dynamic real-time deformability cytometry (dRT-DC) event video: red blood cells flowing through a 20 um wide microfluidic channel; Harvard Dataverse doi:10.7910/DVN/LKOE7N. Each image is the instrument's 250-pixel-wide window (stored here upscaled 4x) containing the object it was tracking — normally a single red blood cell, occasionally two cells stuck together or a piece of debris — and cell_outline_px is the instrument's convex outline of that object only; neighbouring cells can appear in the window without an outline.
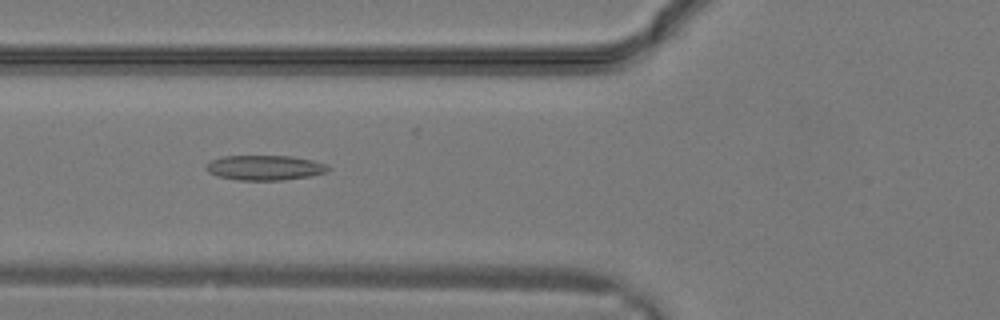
{"species": "common noctule bat (a hibernating species)", "species_latin": "Nyctalus noctula", "temperature_condition": "warm", "stored_images_in_passage": 12, "camera_frame_rate_fps": 3000, "um_per_image_px": 0.085, "animal": {"sex": "male", "body_mass_g": 19.2, "forearm_length_mm": 51.8}, "frame": {"image": 1, "passage_image": 3, "time_ms": 0.667, "image_size_px": [1000, 320], "cell_outline_px": [[332, 168], [328, 172], [312, 176], [280, 180], [236, 180], [220, 176], [208, 172], [208, 164], [212, 160], [224, 156], [292, 156], [312, 160], [328, 164]], "centroid_in_image_um": [22.61, 14.25], "position_along_channel_um": 103.2, "area_um2": 17.69}}
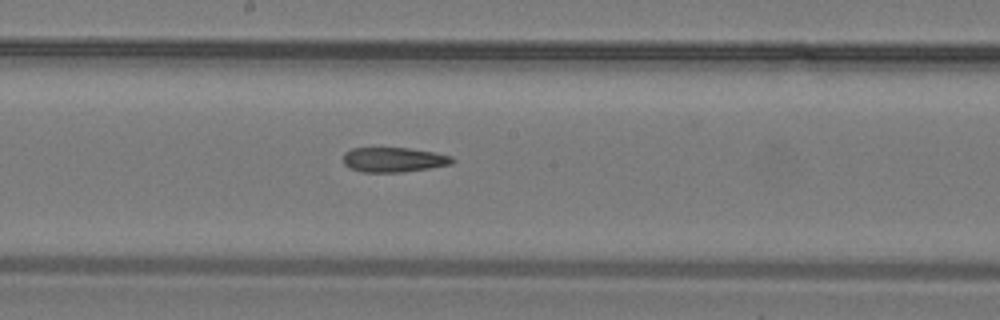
{"frame": {"image": 2, "passage_image": 8, "time_ms": 2.333, "image_size_px": [1000, 320], "cell_outline_px": [[456, 160], [452, 164], [404, 172], [360, 172], [348, 168], [344, 164], [344, 152], [352, 148], [408, 148], [432, 152], [452, 156]], "centroid_in_image_um": [33.44, 13.58], "position_along_channel_um": 214.8, "area_um2": 15.78}}
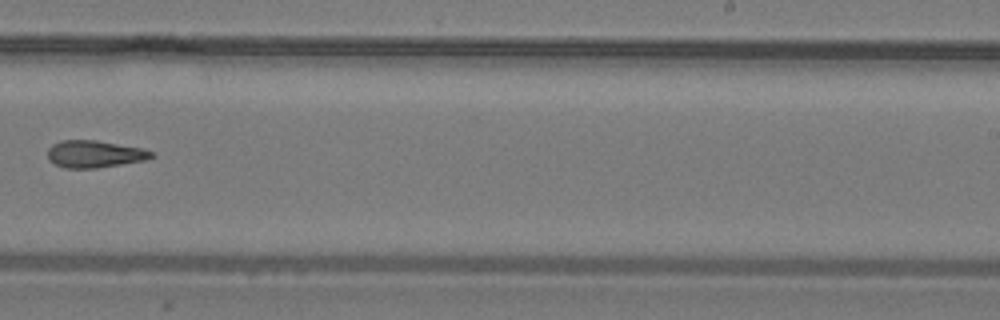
{"frame": {"image": 3, "passage_image": 11, "time_ms": 3.333, "image_size_px": [1000, 320], "cell_outline_px": [[156, 156], [144, 160], [96, 168], [64, 168], [48, 160], [48, 148], [52, 144], [60, 140], [96, 140], [144, 148], [152, 152]], "centroid_in_image_um": [8.03, 13.08], "position_along_channel_um": 281.0, "area_um2": 16.47}}